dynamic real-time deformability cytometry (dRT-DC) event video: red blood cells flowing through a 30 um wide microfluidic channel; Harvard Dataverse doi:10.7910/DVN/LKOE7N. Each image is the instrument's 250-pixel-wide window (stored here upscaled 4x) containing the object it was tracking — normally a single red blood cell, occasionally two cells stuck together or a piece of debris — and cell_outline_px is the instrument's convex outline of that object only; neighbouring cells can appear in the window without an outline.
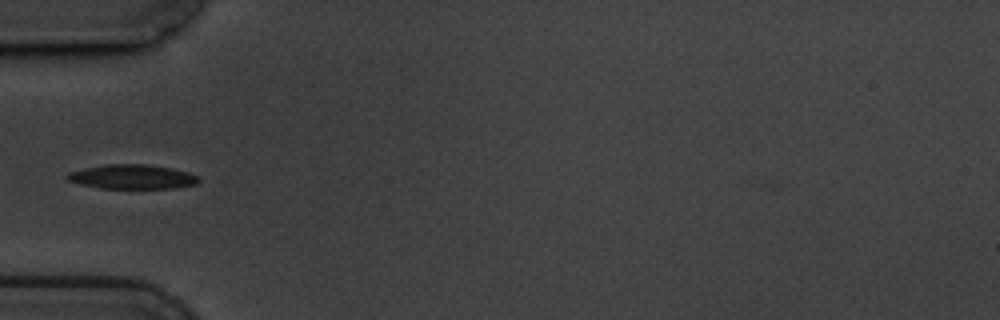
{"species": "common noctule bat (a hibernating species)", "species_latin": "Nyctalus noctula", "temperature_condition": "cold", "stored_images_in_passage": 40, "camera_frame_rate_fps": 3000, "um_per_image_px": 0.085, "animal": {"sex": "male", "body_mass_g": 19.5, "forearm_length_mm": 54.6}, "frame": {"image": 1, "passage_image": 1, "time_ms": 0.0, "image_size_px": [1000, 320], "cell_outline_px": [[200, 180], [196, 184], [176, 188], [100, 188], [80, 184], [64, 180], [64, 176], [68, 172], [84, 168], [108, 164], [148, 164], [172, 168], [188, 172], [200, 176]], "centroid_in_image_um": [11.22, 15.02], "position_along_channel_um": 73.8, "area_um2": 18.9}}
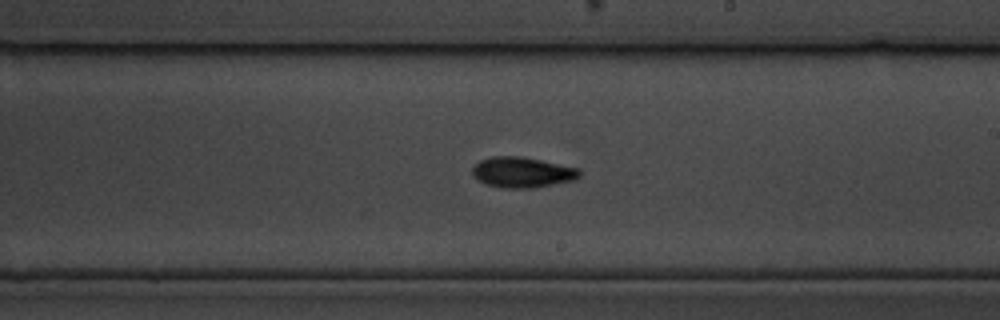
{"frame": {"image": 2, "passage_image": 16, "time_ms": 5.0, "image_size_px": [1000, 320], "cell_outline_px": [[580, 176], [576, 180], [532, 188], [504, 188], [484, 184], [472, 176], [472, 168], [480, 160], [492, 156], [520, 156], [580, 168]], "centroid_in_image_um": [44.38, 14.65], "position_along_channel_um": 244.6, "area_um2": 19.19}}
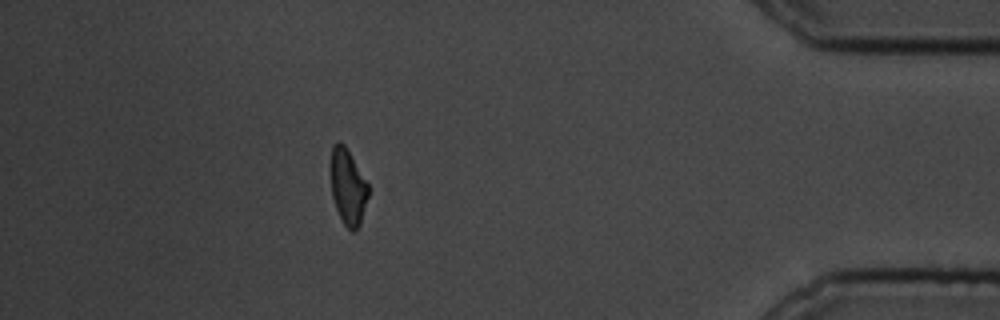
{"frame": {"image": 3, "passage_image": 34, "time_ms": 11.0, "image_size_px": [1000, 320], "cell_outline_px": [[376, 188], [360, 224], [352, 232], [344, 224], [336, 208], [332, 196], [328, 168], [328, 164], [332, 144], [340, 140], [344, 144]], "centroid_in_image_um": [29.66, 15.81], "position_along_channel_um": 405.5, "area_um2": 18.61}}